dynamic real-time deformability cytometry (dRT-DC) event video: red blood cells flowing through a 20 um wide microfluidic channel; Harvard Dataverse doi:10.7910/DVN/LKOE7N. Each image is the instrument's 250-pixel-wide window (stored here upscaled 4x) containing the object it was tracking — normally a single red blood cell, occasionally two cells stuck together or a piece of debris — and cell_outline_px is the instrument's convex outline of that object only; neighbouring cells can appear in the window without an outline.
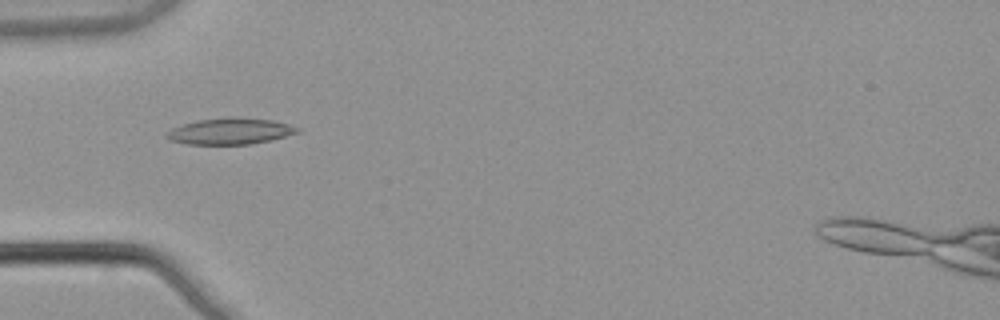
{"species": "common noctule bat (a hibernating species)", "species_latin": "Nyctalus noctula", "temperature_condition": "warm", "stored_images_in_passage": 4, "camera_frame_rate_fps": 3000, "um_per_image_px": 0.085, "animal": {"sex": "male", "body_mass_g": 21.5, "forearm_length_mm": 52.0}, "frame": {"image": 1, "passage_image": 3, "time_ms": 0.667, "image_size_px": [1000, 320], "cell_outline_px": [[300, 132], [272, 140], [252, 144], [188, 144], [168, 140], [164, 136], [172, 128], [196, 120], [232, 116], [272, 120], [288, 124], [300, 128]], "centroid_in_image_um": [19.57, 11.15], "position_along_channel_um": 65.4, "area_um2": 20.17}}
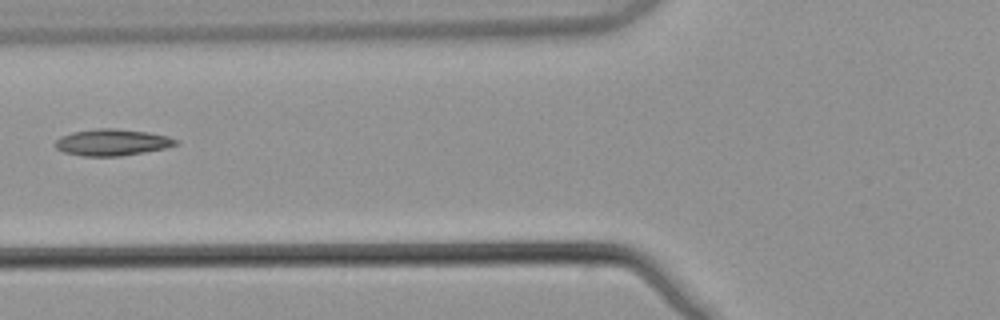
{"frame": {"image": 2, "passage_image": 4, "time_ms": 1.0, "image_size_px": [1000, 320], "cell_outline_px": [[180, 144], [164, 148], [144, 152], [120, 156], [84, 156], [64, 152], [56, 148], [56, 140], [60, 136], [72, 132], [96, 128], [116, 128], [148, 132], [168, 136], [180, 140]], "centroid_in_image_um": [9.56, 12.09], "position_along_channel_um": 116.2, "area_um2": 18.73}}